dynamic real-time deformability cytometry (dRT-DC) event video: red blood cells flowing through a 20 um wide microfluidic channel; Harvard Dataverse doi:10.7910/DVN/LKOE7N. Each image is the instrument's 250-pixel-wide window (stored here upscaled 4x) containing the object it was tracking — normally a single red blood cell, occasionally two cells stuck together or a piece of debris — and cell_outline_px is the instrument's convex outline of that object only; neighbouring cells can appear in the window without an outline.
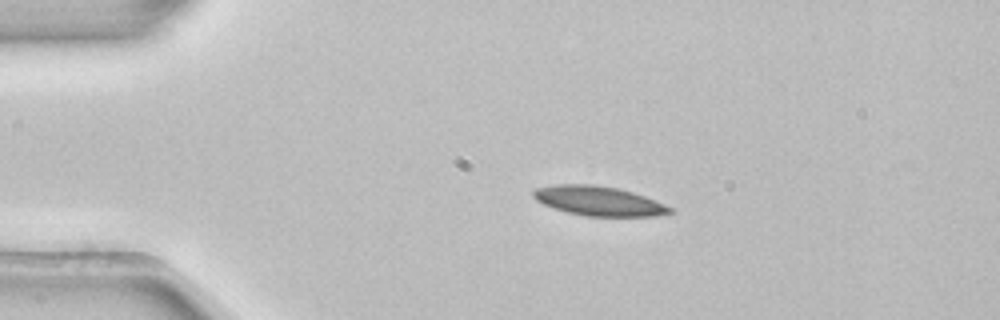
{"species": "common noctule bat (a hibernating species)", "species_latin": "Nyctalus noctula", "temperature_condition": "room temperature", "stored_images_in_passage": 3, "camera_frame_rate_fps": 3000, "um_per_image_px": 0.085, "animal": {"sex": "female", "body_mass_g": 22.7, "forearm_length_mm": 54.2}, "frame": {"image": 1, "passage_image": 2, "time_ms": 0.333, "image_size_px": [1000, 320], "cell_outline_px": [[676, 212], [652, 216], [584, 216], [552, 208], [536, 200], [532, 196], [532, 188], [556, 184], [592, 184], [616, 188], [632, 192], [644, 196], [676, 208]], "centroid_in_image_um": [50.88, 17.08], "position_along_channel_um": 34.1, "area_um2": 23.7}}